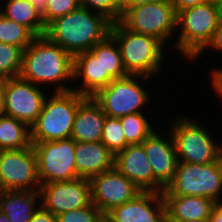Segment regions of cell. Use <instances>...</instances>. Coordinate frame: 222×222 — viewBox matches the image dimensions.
Segmentation results:
<instances>
[{"label":"cell","mask_w":222,"mask_h":222,"mask_svg":"<svg viewBox=\"0 0 222 222\" xmlns=\"http://www.w3.org/2000/svg\"><path fill=\"white\" fill-rule=\"evenodd\" d=\"M111 24L103 14L81 5L51 21L44 35L74 57L103 41L110 34Z\"/></svg>","instance_id":"obj_1"},{"label":"cell","mask_w":222,"mask_h":222,"mask_svg":"<svg viewBox=\"0 0 222 222\" xmlns=\"http://www.w3.org/2000/svg\"><path fill=\"white\" fill-rule=\"evenodd\" d=\"M74 57L45 35L36 36L23 51L20 77L35 85L55 84L54 92L70 91L64 81H74ZM65 85V86H64Z\"/></svg>","instance_id":"obj_2"},{"label":"cell","mask_w":222,"mask_h":222,"mask_svg":"<svg viewBox=\"0 0 222 222\" xmlns=\"http://www.w3.org/2000/svg\"><path fill=\"white\" fill-rule=\"evenodd\" d=\"M86 98L74 90L46 97L41 113L30 127L31 142L71 138L75 114Z\"/></svg>","instance_id":"obj_3"},{"label":"cell","mask_w":222,"mask_h":222,"mask_svg":"<svg viewBox=\"0 0 222 222\" xmlns=\"http://www.w3.org/2000/svg\"><path fill=\"white\" fill-rule=\"evenodd\" d=\"M110 35L119 45L122 62L130 75L152 77L159 73L165 47L158 39L126 29L119 21L111 24Z\"/></svg>","instance_id":"obj_4"},{"label":"cell","mask_w":222,"mask_h":222,"mask_svg":"<svg viewBox=\"0 0 222 222\" xmlns=\"http://www.w3.org/2000/svg\"><path fill=\"white\" fill-rule=\"evenodd\" d=\"M222 15V3L211 1L177 14L179 37L175 42L180 54L193 60L211 41Z\"/></svg>","instance_id":"obj_5"},{"label":"cell","mask_w":222,"mask_h":222,"mask_svg":"<svg viewBox=\"0 0 222 222\" xmlns=\"http://www.w3.org/2000/svg\"><path fill=\"white\" fill-rule=\"evenodd\" d=\"M222 161L209 164L177 163L171 182L163 195L201 196L213 201L221 200Z\"/></svg>","instance_id":"obj_6"},{"label":"cell","mask_w":222,"mask_h":222,"mask_svg":"<svg viewBox=\"0 0 222 222\" xmlns=\"http://www.w3.org/2000/svg\"><path fill=\"white\" fill-rule=\"evenodd\" d=\"M177 117L170 127L179 162L209 164L222 161L221 144L209 135L208 130L191 118Z\"/></svg>","instance_id":"obj_7"},{"label":"cell","mask_w":222,"mask_h":222,"mask_svg":"<svg viewBox=\"0 0 222 222\" xmlns=\"http://www.w3.org/2000/svg\"><path fill=\"white\" fill-rule=\"evenodd\" d=\"M119 22L132 32L158 39L164 46L177 30V14L171 0L128 8Z\"/></svg>","instance_id":"obj_8"},{"label":"cell","mask_w":222,"mask_h":222,"mask_svg":"<svg viewBox=\"0 0 222 222\" xmlns=\"http://www.w3.org/2000/svg\"><path fill=\"white\" fill-rule=\"evenodd\" d=\"M41 184L78 178L75 166V140L31 142Z\"/></svg>","instance_id":"obj_9"},{"label":"cell","mask_w":222,"mask_h":222,"mask_svg":"<svg viewBox=\"0 0 222 222\" xmlns=\"http://www.w3.org/2000/svg\"><path fill=\"white\" fill-rule=\"evenodd\" d=\"M138 78L151 79L148 76L129 74L126 77L114 79L107 87L100 89L93 98L108 117L120 118L139 113L140 109L148 104L150 96L139 85Z\"/></svg>","instance_id":"obj_10"},{"label":"cell","mask_w":222,"mask_h":222,"mask_svg":"<svg viewBox=\"0 0 222 222\" xmlns=\"http://www.w3.org/2000/svg\"><path fill=\"white\" fill-rule=\"evenodd\" d=\"M36 156L32 144L0 152V191L39 190Z\"/></svg>","instance_id":"obj_11"},{"label":"cell","mask_w":222,"mask_h":222,"mask_svg":"<svg viewBox=\"0 0 222 222\" xmlns=\"http://www.w3.org/2000/svg\"><path fill=\"white\" fill-rule=\"evenodd\" d=\"M39 192L41 206L56 216L92 203L90 180L87 178L44 183Z\"/></svg>","instance_id":"obj_12"},{"label":"cell","mask_w":222,"mask_h":222,"mask_svg":"<svg viewBox=\"0 0 222 222\" xmlns=\"http://www.w3.org/2000/svg\"><path fill=\"white\" fill-rule=\"evenodd\" d=\"M6 116L25 122L29 127L37 120L46 99L44 91L21 77L4 79Z\"/></svg>","instance_id":"obj_13"},{"label":"cell","mask_w":222,"mask_h":222,"mask_svg":"<svg viewBox=\"0 0 222 222\" xmlns=\"http://www.w3.org/2000/svg\"><path fill=\"white\" fill-rule=\"evenodd\" d=\"M92 203L107 214L113 208L132 200L141 190L115 167L90 179Z\"/></svg>","instance_id":"obj_14"},{"label":"cell","mask_w":222,"mask_h":222,"mask_svg":"<svg viewBox=\"0 0 222 222\" xmlns=\"http://www.w3.org/2000/svg\"><path fill=\"white\" fill-rule=\"evenodd\" d=\"M157 133L154 130L141 144L153 170L155 192L162 193L173 179L178 159L171 133L167 140Z\"/></svg>","instance_id":"obj_15"},{"label":"cell","mask_w":222,"mask_h":222,"mask_svg":"<svg viewBox=\"0 0 222 222\" xmlns=\"http://www.w3.org/2000/svg\"><path fill=\"white\" fill-rule=\"evenodd\" d=\"M107 214L114 222H166V204L162 193L141 191Z\"/></svg>","instance_id":"obj_16"},{"label":"cell","mask_w":222,"mask_h":222,"mask_svg":"<svg viewBox=\"0 0 222 222\" xmlns=\"http://www.w3.org/2000/svg\"><path fill=\"white\" fill-rule=\"evenodd\" d=\"M114 167L141 191L155 192V177L142 144L128 145L116 153Z\"/></svg>","instance_id":"obj_17"},{"label":"cell","mask_w":222,"mask_h":222,"mask_svg":"<svg viewBox=\"0 0 222 222\" xmlns=\"http://www.w3.org/2000/svg\"><path fill=\"white\" fill-rule=\"evenodd\" d=\"M74 150L79 177L90 179L114 168L115 155L102 142L75 141Z\"/></svg>","instance_id":"obj_18"},{"label":"cell","mask_w":222,"mask_h":222,"mask_svg":"<svg viewBox=\"0 0 222 222\" xmlns=\"http://www.w3.org/2000/svg\"><path fill=\"white\" fill-rule=\"evenodd\" d=\"M107 115L93 97H87L77 109L71 138L77 142H101Z\"/></svg>","instance_id":"obj_19"},{"label":"cell","mask_w":222,"mask_h":222,"mask_svg":"<svg viewBox=\"0 0 222 222\" xmlns=\"http://www.w3.org/2000/svg\"><path fill=\"white\" fill-rule=\"evenodd\" d=\"M73 77L81 79L82 85L72 90L86 97H93L114 80L89 50L74 56Z\"/></svg>","instance_id":"obj_20"},{"label":"cell","mask_w":222,"mask_h":222,"mask_svg":"<svg viewBox=\"0 0 222 222\" xmlns=\"http://www.w3.org/2000/svg\"><path fill=\"white\" fill-rule=\"evenodd\" d=\"M166 204V219L202 220L211 216L214 203L201 196L163 195Z\"/></svg>","instance_id":"obj_21"},{"label":"cell","mask_w":222,"mask_h":222,"mask_svg":"<svg viewBox=\"0 0 222 222\" xmlns=\"http://www.w3.org/2000/svg\"><path fill=\"white\" fill-rule=\"evenodd\" d=\"M39 206H41L39 190L0 191V210L11 222H29Z\"/></svg>","instance_id":"obj_22"},{"label":"cell","mask_w":222,"mask_h":222,"mask_svg":"<svg viewBox=\"0 0 222 222\" xmlns=\"http://www.w3.org/2000/svg\"><path fill=\"white\" fill-rule=\"evenodd\" d=\"M6 4V5H5ZM0 12L7 18L27 27L35 36H43L46 26L41 14L28 0H7Z\"/></svg>","instance_id":"obj_23"},{"label":"cell","mask_w":222,"mask_h":222,"mask_svg":"<svg viewBox=\"0 0 222 222\" xmlns=\"http://www.w3.org/2000/svg\"><path fill=\"white\" fill-rule=\"evenodd\" d=\"M89 51L99 60L104 73H108L113 79L129 75L124 68L119 45L110 34Z\"/></svg>","instance_id":"obj_24"},{"label":"cell","mask_w":222,"mask_h":222,"mask_svg":"<svg viewBox=\"0 0 222 222\" xmlns=\"http://www.w3.org/2000/svg\"><path fill=\"white\" fill-rule=\"evenodd\" d=\"M31 145L30 127L9 116L0 117V150L26 148Z\"/></svg>","instance_id":"obj_25"},{"label":"cell","mask_w":222,"mask_h":222,"mask_svg":"<svg viewBox=\"0 0 222 222\" xmlns=\"http://www.w3.org/2000/svg\"><path fill=\"white\" fill-rule=\"evenodd\" d=\"M36 36L24 25L10 20L0 12V42L20 47L23 51Z\"/></svg>","instance_id":"obj_26"},{"label":"cell","mask_w":222,"mask_h":222,"mask_svg":"<svg viewBox=\"0 0 222 222\" xmlns=\"http://www.w3.org/2000/svg\"><path fill=\"white\" fill-rule=\"evenodd\" d=\"M119 119L128 145L141 144L154 131L142 112L124 115Z\"/></svg>","instance_id":"obj_27"},{"label":"cell","mask_w":222,"mask_h":222,"mask_svg":"<svg viewBox=\"0 0 222 222\" xmlns=\"http://www.w3.org/2000/svg\"><path fill=\"white\" fill-rule=\"evenodd\" d=\"M22 60L20 47L0 42V79L20 77Z\"/></svg>","instance_id":"obj_28"},{"label":"cell","mask_w":222,"mask_h":222,"mask_svg":"<svg viewBox=\"0 0 222 222\" xmlns=\"http://www.w3.org/2000/svg\"><path fill=\"white\" fill-rule=\"evenodd\" d=\"M101 142L114 155L128 146L119 118L106 117Z\"/></svg>","instance_id":"obj_29"},{"label":"cell","mask_w":222,"mask_h":222,"mask_svg":"<svg viewBox=\"0 0 222 222\" xmlns=\"http://www.w3.org/2000/svg\"><path fill=\"white\" fill-rule=\"evenodd\" d=\"M81 5V0H48L47 10L42 15L45 26L54 19L78 9Z\"/></svg>","instance_id":"obj_30"},{"label":"cell","mask_w":222,"mask_h":222,"mask_svg":"<svg viewBox=\"0 0 222 222\" xmlns=\"http://www.w3.org/2000/svg\"><path fill=\"white\" fill-rule=\"evenodd\" d=\"M103 213L91 203L80 209L67 211L57 216L58 222H97Z\"/></svg>","instance_id":"obj_31"},{"label":"cell","mask_w":222,"mask_h":222,"mask_svg":"<svg viewBox=\"0 0 222 222\" xmlns=\"http://www.w3.org/2000/svg\"><path fill=\"white\" fill-rule=\"evenodd\" d=\"M87 9L103 14L112 23L120 20V13L112 6L110 0H81Z\"/></svg>","instance_id":"obj_32"},{"label":"cell","mask_w":222,"mask_h":222,"mask_svg":"<svg viewBox=\"0 0 222 222\" xmlns=\"http://www.w3.org/2000/svg\"><path fill=\"white\" fill-rule=\"evenodd\" d=\"M207 47L214 48L218 51H222V15L219 18L217 28L214 31L211 41L194 59H198V57L203 53L204 50L207 49Z\"/></svg>","instance_id":"obj_33"},{"label":"cell","mask_w":222,"mask_h":222,"mask_svg":"<svg viewBox=\"0 0 222 222\" xmlns=\"http://www.w3.org/2000/svg\"><path fill=\"white\" fill-rule=\"evenodd\" d=\"M29 222H58V218L52 212H49L42 206H39Z\"/></svg>","instance_id":"obj_34"},{"label":"cell","mask_w":222,"mask_h":222,"mask_svg":"<svg viewBox=\"0 0 222 222\" xmlns=\"http://www.w3.org/2000/svg\"><path fill=\"white\" fill-rule=\"evenodd\" d=\"M215 0H171L172 5L174 6L176 14L180 11L194 7L196 5H201Z\"/></svg>","instance_id":"obj_35"},{"label":"cell","mask_w":222,"mask_h":222,"mask_svg":"<svg viewBox=\"0 0 222 222\" xmlns=\"http://www.w3.org/2000/svg\"><path fill=\"white\" fill-rule=\"evenodd\" d=\"M212 89L222 98V68H214L211 71Z\"/></svg>","instance_id":"obj_36"},{"label":"cell","mask_w":222,"mask_h":222,"mask_svg":"<svg viewBox=\"0 0 222 222\" xmlns=\"http://www.w3.org/2000/svg\"><path fill=\"white\" fill-rule=\"evenodd\" d=\"M210 220L211 222H222V199L214 203Z\"/></svg>","instance_id":"obj_37"},{"label":"cell","mask_w":222,"mask_h":222,"mask_svg":"<svg viewBox=\"0 0 222 222\" xmlns=\"http://www.w3.org/2000/svg\"><path fill=\"white\" fill-rule=\"evenodd\" d=\"M28 1L41 14V16L46 12L48 0H28Z\"/></svg>","instance_id":"obj_38"},{"label":"cell","mask_w":222,"mask_h":222,"mask_svg":"<svg viewBox=\"0 0 222 222\" xmlns=\"http://www.w3.org/2000/svg\"><path fill=\"white\" fill-rule=\"evenodd\" d=\"M6 116L5 96H4V79H0V117Z\"/></svg>","instance_id":"obj_39"},{"label":"cell","mask_w":222,"mask_h":222,"mask_svg":"<svg viewBox=\"0 0 222 222\" xmlns=\"http://www.w3.org/2000/svg\"><path fill=\"white\" fill-rule=\"evenodd\" d=\"M165 0H126V10L131 7H136L139 5L147 4V3H154V2H161Z\"/></svg>","instance_id":"obj_40"},{"label":"cell","mask_w":222,"mask_h":222,"mask_svg":"<svg viewBox=\"0 0 222 222\" xmlns=\"http://www.w3.org/2000/svg\"><path fill=\"white\" fill-rule=\"evenodd\" d=\"M112 6L120 13V16L126 11V0H110Z\"/></svg>","instance_id":"obj_41"},{"label":"cell","mask_w":222,"mask_h":222,"mask_svg":"<svg viewBox=\"0 0 222 222\" xmlns=\"http://www.w3.org/2000/svg\"><path fill=\"white\" fill-rule=\"evenodd\" d=\"M166 222H211V220H210V218L202 219V220H196V221L181 220V219H166Z\"/></svg>","instance_id":"obj_42"},{"label":"cell","mask_w":222,"mask_h":222,"mask_svg":"<svg viewBox=\"0 0 222 222\" xmlns=\"http://www.w3.org/2000/svg\"><path fill=\"white\" fill-rule=\"evenodd\" d=\"M97 222H114L108 214H102Z\"/></svg>","instance_id":"obj_43"},{"label":"cell","mask_w":222,"mask_h":222,"mask_svg":"<svg viewBox=\"0 0 222 222\" xmlns=\"http://www.w3.org/2000/svg\"><path fill=\"white\" fill-rule=\"evenodd\" d=\"M0 222H11L4 212L0 210Z\"/></svg>","instance_id":"obj_44"}]
</instances>
